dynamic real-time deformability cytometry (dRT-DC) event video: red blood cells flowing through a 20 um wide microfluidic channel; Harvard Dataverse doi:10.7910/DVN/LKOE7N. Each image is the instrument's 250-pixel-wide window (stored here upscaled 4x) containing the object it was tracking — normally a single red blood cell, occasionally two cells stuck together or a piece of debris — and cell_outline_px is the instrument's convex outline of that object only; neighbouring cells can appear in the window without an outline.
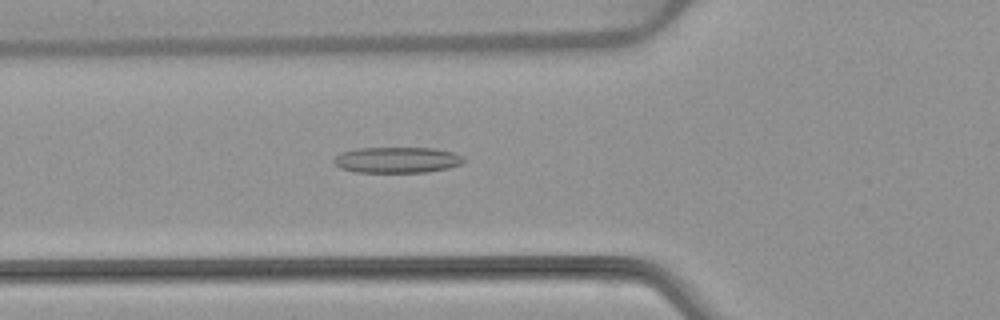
{"species": "common noctule bat (a hibernating species)", "species_latin": "Nyctalus noctula", "temperature_condition": "warm", "stored_images_in_passage": 55, "camera_frame_rate_fps": 3000, "um_per_image_px": 0.085, "animal": {"sex": "female", "body_mass_g": 22.7, "forearm_length_mm": 54.2}, "frame": {"image": 1, "passage_image": 20, "time_ms": 6.333, "image_size_px": [1000, 320], "cell_outline_px": [[464, 164], [448, 168], [428, 172], [356, 172], [340, 168], [332, 160], [340, 152], [356, 148], [432, 148], [452, 152], [464, 156]], "centroid_in_image_um": [33.76, 13.59], "position_along_channel_um": 92.0, "area_um2": 19.71}}
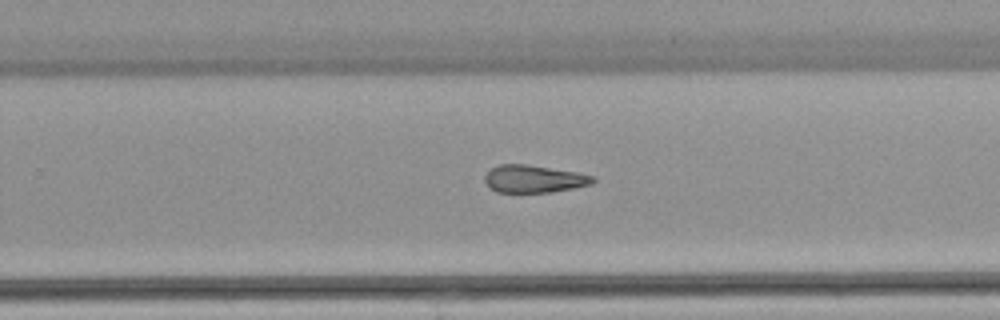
{"frame": {"image": 2, "passage_image": 35, "time_ms": 11.333, "image_size_px": [1000, 320], "cell_outline_px": [[596, 180], [592, 184], [552, 192], [496, 192], [488, 188], [484, 180], [484, 176], [492, 168], [500, 164], [528, 164], [576, 172], [596, 176]], "centroid_in_image_um": [45.38, 15.2], "position_along_channel_um": 284.4, "area_um2": 17.46}}
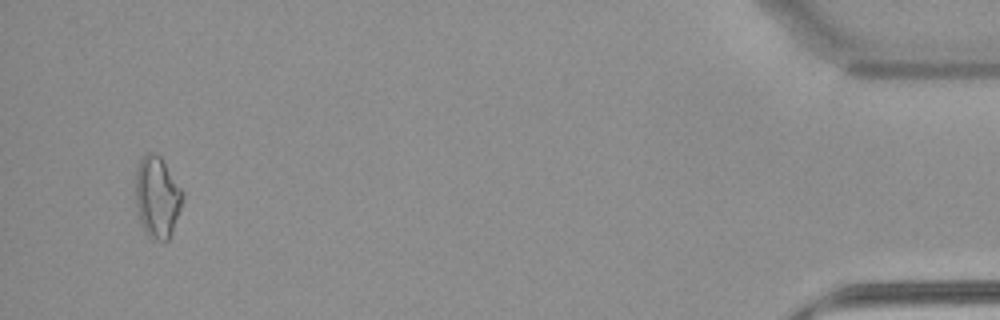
{"frame": {"image": 3, "passage_image": 52, "time_ms": 17.0, "image_size_px": [1000, 320], "cell_outline_px": [[184, 196], [172, 232], [168, 240], [156, 240], [148, 236], [136, 212], [136, 168], [140, 160], [148, 152], [160, 156], [180, 188]], "centroid_in_image_um": [13.34, 16.77], "position_along_channel_um": 421.9, "area_um2": 21.85}, "authors_computed_cell_mechanics": {"area_um2": 19.5364, "velocity_mm_per_s": 3.8498, "shape_relaxation_time_tau1_ms": null, "shape_relaxation_time_tau2_ms": 11.2615, "deformation_change_tau1": null, "deformation_change_tau2": 0.3031}}